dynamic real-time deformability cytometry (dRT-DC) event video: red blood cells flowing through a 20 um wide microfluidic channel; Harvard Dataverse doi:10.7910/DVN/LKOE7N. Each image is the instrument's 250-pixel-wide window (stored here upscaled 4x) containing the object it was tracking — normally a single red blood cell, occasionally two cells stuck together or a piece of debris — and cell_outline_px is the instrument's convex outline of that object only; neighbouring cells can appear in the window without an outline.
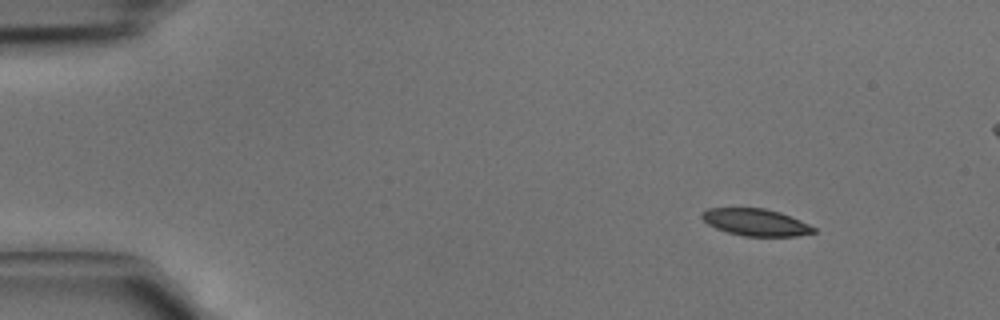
{"species": "common noctule bat (a hibernating species)", "species_latin": "Nyctalus noctula", "temperature_condition": "cold", "stored_images_in_passage": 4, "camera_frame_rate_fps": 3000, "um_per_image_px": 0.085, "animal": {"sex": "male", "body_mass_g": 15.6}, "frame": {"image": 1, "passage_image": 1, "time_ms": 0.0, "image_size_px": [1000, 320], "cell_outline_px": [[816, 232], [796, 236], [744, 236], [728, 232], [716, 228], [708, 224], [700, 216], [700, 212], [708, 208], [764, 208], [780, 212], [800, 220], [816, 228]], "centroid_in_image_um": [64.22, 18.89], "position_along_channel_um": 20.8, "area_um2": 17.57}}